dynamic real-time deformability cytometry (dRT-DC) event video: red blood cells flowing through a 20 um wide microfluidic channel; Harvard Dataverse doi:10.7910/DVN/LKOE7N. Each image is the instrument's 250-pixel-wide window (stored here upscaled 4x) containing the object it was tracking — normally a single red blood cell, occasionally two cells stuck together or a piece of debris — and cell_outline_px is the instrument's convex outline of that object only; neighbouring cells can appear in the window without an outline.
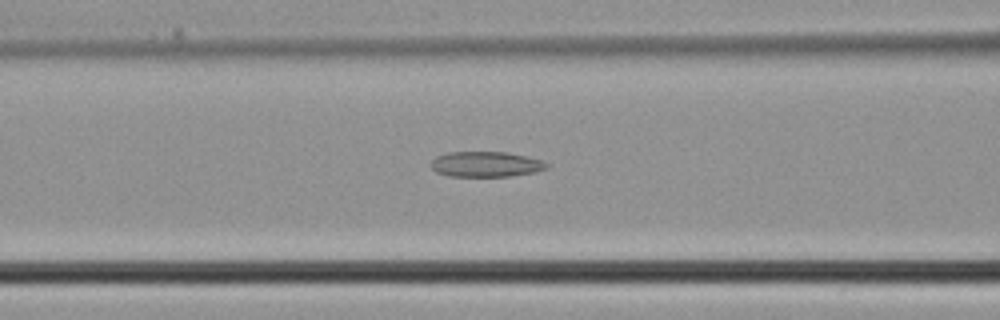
{"species": "common noctule bat (a hibernating species)", "species_latin": "Nyctalus noctula", "temperature_condition": "cold", "stored_images_in_passage": 27, "camera_frame_rate_fps": 3000, "um_per_image_px": 0.085, "animal": {"sex": "male", "body_mass_g": 21.5, "forearm_length_mm": 52.0}, "frame": {"image": 1, "passage_image": 6, "time_ms": 1.667, "image_size_px": [1000, 320], "cell_outline_px": [[548, 168], [536, 172], [508, 176], [448, 176], [436, 172], [428, 164], [436, 156], [448, 152], [508, 152], [540, 160], [548, 164]], "centroid_in_image_um": [41.25, 13.96], "position_along_channel_um": 125.3, "area_um2": 17.11}}
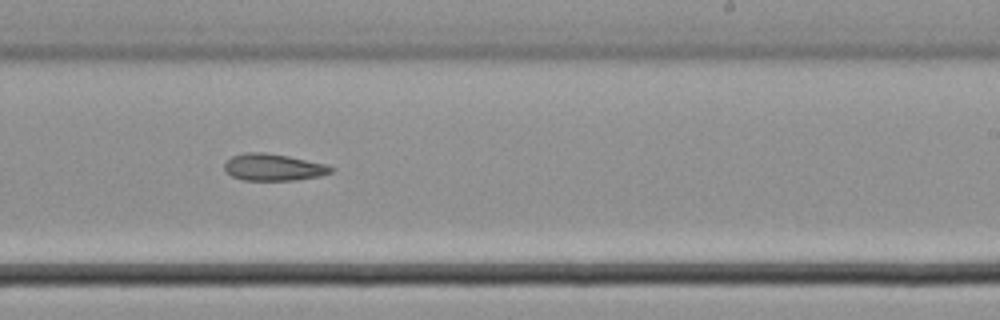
{"frame": {"image": 2, "passage_image": 14, "time_ms": 4.333, "image_size_px": [1000, 320], "cell_outline_px": [[336, 168], [332, 172], [320, 176], [296, 180], [244, 180], [232, 176], [224, 168], [224, 164], [232, 156], [248, 152], [264, 152], [288, 156], [324, 164]], "centroid_in_image_um": [23.25, 14.22], "position_along_channel_um": 265.7, "area_um2": 16.53}}
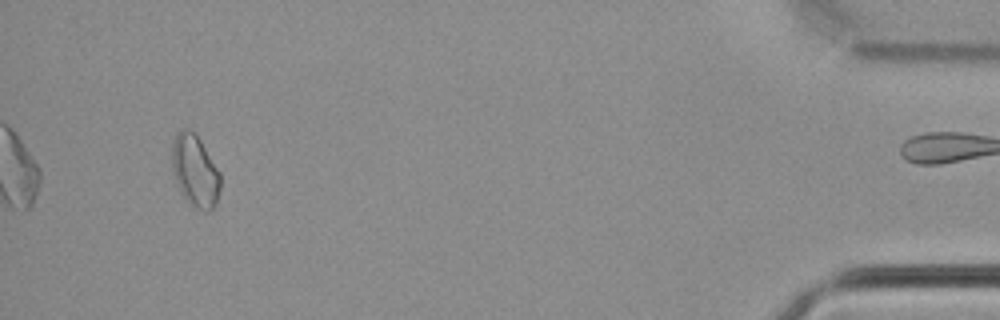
{"frame": {"image": 3, "passage_image": 27, "time_ms": 8.667, "image_size_px": [1000, 320], "cell_outline_px": [[220, 188], [216, 204], [208, 212], [204, 212], [196, 208], [184, 196], [172, 172], [172, 144], [176, 136], [184, 128], [192, 132], [200, 140], [220, 172]], "centroid_in_image_um": [16.6, 14.55], "position_along_channel_um": 418.6, "area_um2": 19.83}}